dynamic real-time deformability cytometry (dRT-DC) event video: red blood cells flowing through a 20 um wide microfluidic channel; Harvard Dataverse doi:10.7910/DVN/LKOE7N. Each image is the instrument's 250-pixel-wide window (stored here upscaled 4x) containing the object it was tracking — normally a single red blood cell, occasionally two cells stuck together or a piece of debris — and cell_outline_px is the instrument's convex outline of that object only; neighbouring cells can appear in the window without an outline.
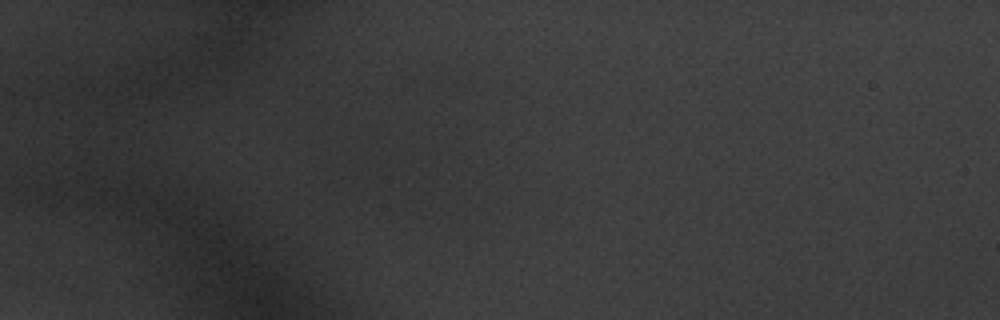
{"species": "common noctule bat (a hibernating species)", "species_latin": "Nyctalus noctula", "temperature_condition": "warm", "stored_images_in_passage": 2, "camera_frame_rate_fps": 3000, "um_per_image_px": 0.085, "animal": {"sex": "male", "body_mass_g": 20.1, "forearm_length_mm": 53.5}, "frame": {"image": 1, "passage_image": 1, "time_ms": 0.0, "image_size_px": [1000, 320], "cell_outline_px": [[116, 104], [92, 120], [52, 124], [36, 120], [24, 116], [24, 112], [32, 100], [44, 92]], "centroid_in_image_um": [5.47, 9.25], "position_along_channel_um": 79.5, "area_um2": 13.58}}